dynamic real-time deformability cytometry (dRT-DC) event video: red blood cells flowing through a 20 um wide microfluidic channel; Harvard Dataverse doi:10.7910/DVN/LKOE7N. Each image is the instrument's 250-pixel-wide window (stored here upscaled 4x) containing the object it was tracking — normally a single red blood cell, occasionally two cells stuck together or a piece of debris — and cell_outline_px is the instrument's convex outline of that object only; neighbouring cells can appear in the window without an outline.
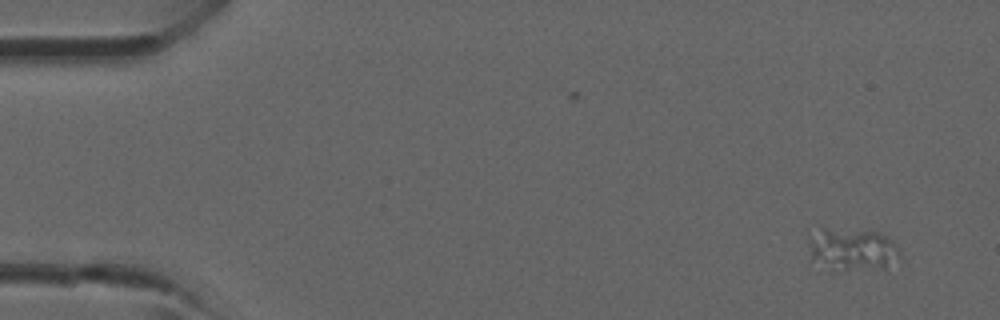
{"species": "common noctule bat (a hibernating species)", "species_latin": "Nyctalus noctula", "temperature_condition": "room temperature", "stored_images_in_passage": 2, "camera_frame_rate_fps": 3000, "um_per_image_px": 0.085, "animal": {"sex": "male", "forearm_length_mm": 52.5}, "frame": {"image": 1, "passage_image": 2, "time_ms": 1.333, "image_size_px": [1000, 320], "cell_outline_px": [[900, 256], [884, 268], [836, 272], [812, 260], [808, 240], [808, 236], [820, 224], [876, 232], [892, 240], [900, 252]], "centroid_in_image_um": [72.33, 21.15], "position_along_channel_um": 12.7, "area_um2": 23.58}}